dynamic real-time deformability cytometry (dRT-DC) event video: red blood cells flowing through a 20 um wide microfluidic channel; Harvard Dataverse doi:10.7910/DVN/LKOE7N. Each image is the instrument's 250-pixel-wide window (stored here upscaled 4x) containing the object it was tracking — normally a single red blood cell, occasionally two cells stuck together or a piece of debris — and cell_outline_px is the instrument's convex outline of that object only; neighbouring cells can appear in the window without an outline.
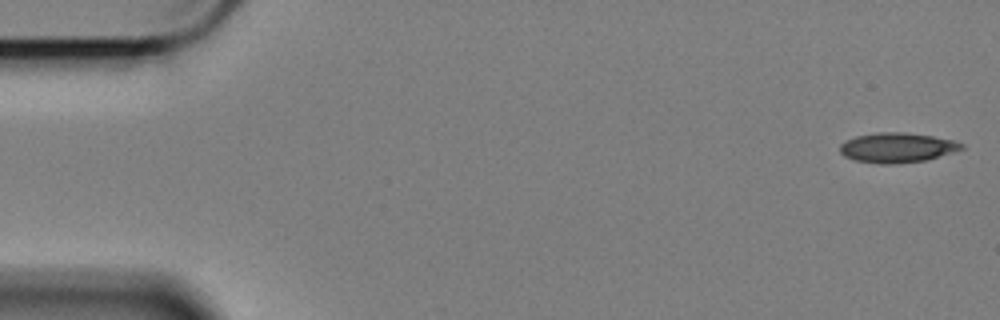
{"species": "Egyptian fruit bat (a non-hibernating species)", "species_latin": "Rousettus aegyptiacus", "temperature_condition": "cold", "stored_images_in_passage": 9, "camera_frame_rate_fps": 3000, "um_per_image_px": 0.085, "animal": {"sex": "female"}, "frame": {"image": 1, "passage_image": 1, "time_ms": 0.0, "image_size_px": [1000, 320], "cell_outline_px": [[964, 148], [952, 152], [924, 160], [888, 164], [880, 164], [856, 160], [844, 156], [840, 152], [840, 144], [856, 136], [876, 132], [904, 132], [932, 136], [952, 140], [964, 144]], "centroid_in_image_um": [76.23, 12.54], "position_along_channel_um": 8.8, "area_um2": 20.81}}